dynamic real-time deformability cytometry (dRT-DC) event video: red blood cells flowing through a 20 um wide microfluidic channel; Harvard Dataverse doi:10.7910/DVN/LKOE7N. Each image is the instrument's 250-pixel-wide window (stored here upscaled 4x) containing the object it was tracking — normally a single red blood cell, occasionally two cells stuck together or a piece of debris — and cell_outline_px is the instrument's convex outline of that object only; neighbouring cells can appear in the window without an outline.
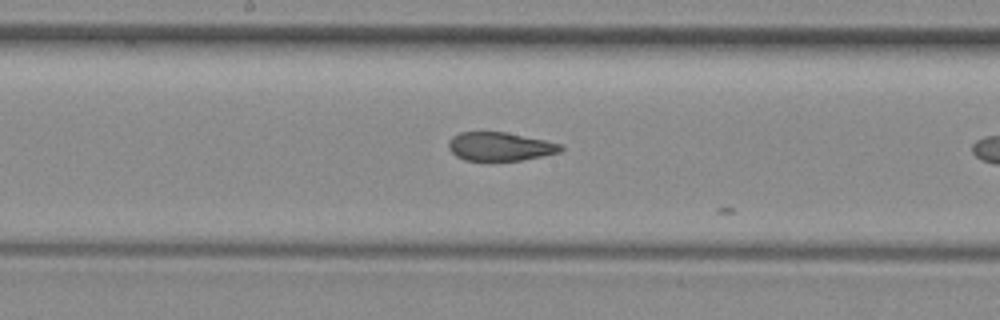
{"species": "common noctule bat (a hibernating species)", "species_latin": "Nyctalus noctula", "temperature_condition": "room temperature", "stored_images_in_passage": 16, "camera_frame_rate_fps": 3000, "um_per_image_px": 0.085, "animal": {"sex": "female", "body_mass_g": 29.2, "forearm_length_mm": 56.3}, "frame": {"image": 1, "passage_image": 15, "time_ms": 4.667, "image_size_px": [1000, 320], "cell_outline_px": [[564, 148], [560, 152], [524, 160], [488, 164], [464, 160], [456, 156], [448, 148], [448, 144], [452, 136], [460, 132], [504, 132], [544, 140], [560, 144]], "centroid_in_image_um": [42.45, 12.51], "position_along_channel_um": 205.7, "area_um2": 19.36}}